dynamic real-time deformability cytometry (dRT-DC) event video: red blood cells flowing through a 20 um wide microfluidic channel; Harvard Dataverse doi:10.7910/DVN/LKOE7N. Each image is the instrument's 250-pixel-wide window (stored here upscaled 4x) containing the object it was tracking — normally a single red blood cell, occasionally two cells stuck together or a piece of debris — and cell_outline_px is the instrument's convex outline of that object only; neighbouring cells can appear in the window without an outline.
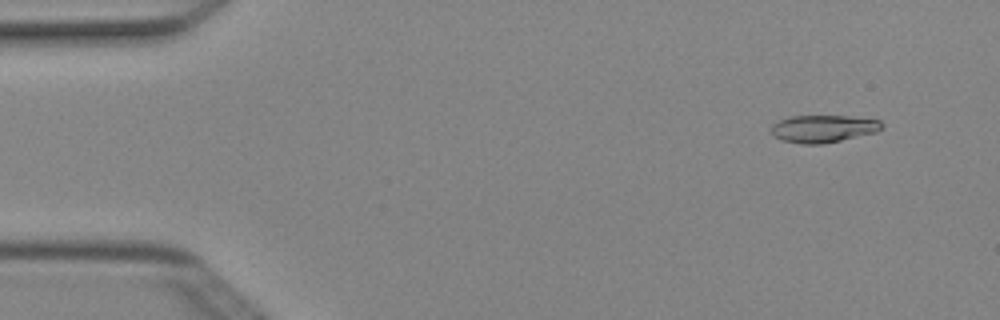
{"species": "Egyptian fruit bat (a non-hibernating species)", "species_latin": "Rousettus aegyptiacus", "temperature_condition": "cold", "stored_images_in_passage": 4, "camera_frame_rate_fps": 3000, "um_per_image_px": 0.085, "animal": {"sex": "female"}, "frame": {"image": 1, "passage_image": 1, "time_ms": 0.0, "image_size_px": [1000, 320], "cell_outline_px": [[884, 124], [876, 132], [824, 144], [804, 144], [784, 140], [776, 136], [772, 132], [772, 124], [788, 116], [848, 116], [880, 120]], "centroid_in_image_um": [69.99, 10.93], "position_along_channel_um": 15.0, "area_um2": 17.46}}